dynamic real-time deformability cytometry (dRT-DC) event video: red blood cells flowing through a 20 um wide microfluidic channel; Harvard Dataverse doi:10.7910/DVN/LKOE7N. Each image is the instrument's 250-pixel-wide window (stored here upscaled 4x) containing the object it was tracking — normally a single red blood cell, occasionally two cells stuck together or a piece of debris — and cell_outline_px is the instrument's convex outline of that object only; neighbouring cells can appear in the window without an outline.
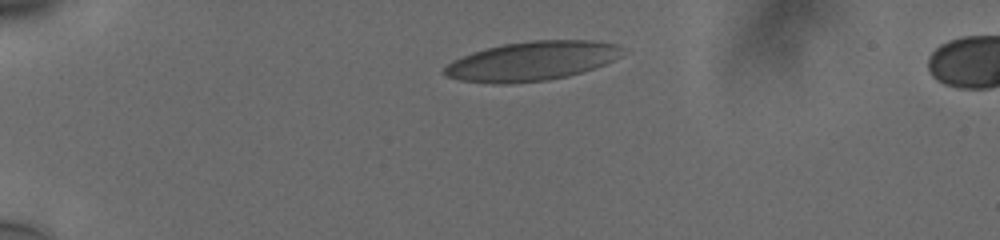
{"species": "human", "species_latin": "Homo sapiens", "temperature_condition": "cold", "stored_images_in_passage": 4, "camera_frame_rate_fps": 3000, "um_per_image_px": 0.085, "donor": {"sex": "male"}, "frame": {"image": 1, "passage_image": 1, "time_ms": 0.0, "image_size_px": [1000, 240], "cell_outline_px": [[620, 48], [612, 60], [604, 64], [580, 72], [564, 76], [544, 80], [508, 84], [500, 84], [460, 80], [448, 76], [444, 72], [444, 68], [452, 60], [472, 52], [504, 44], [536, 40], [588, 40], [612, 44]], "centroid_in_image_um": [45.09, 5.19], "position_along_channel_um": 39.9, "area_um2": 39.54}}